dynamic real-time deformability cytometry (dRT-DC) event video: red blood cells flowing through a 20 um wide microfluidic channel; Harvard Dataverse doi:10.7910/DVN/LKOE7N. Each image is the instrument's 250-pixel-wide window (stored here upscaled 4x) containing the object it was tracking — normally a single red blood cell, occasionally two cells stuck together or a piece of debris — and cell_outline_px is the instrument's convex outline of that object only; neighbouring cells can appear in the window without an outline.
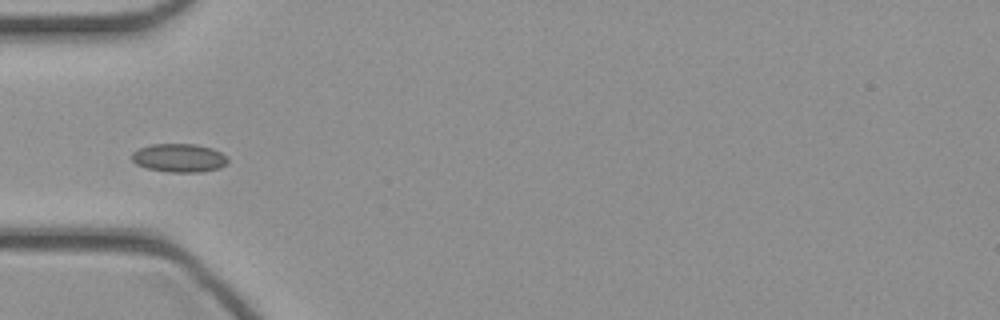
{"species": "common noctule bat (a hibernating species)", "species_latin": "Nyctalus noctula", "temperature_condition": "cold", "stored_images_in_passage": 47, "camera_frame_rate_fps": 3000, "um_per_image_px": 0.085, "animal": {"sex": "female", "body_mass_g": 21.9}, "frame": {"image": 1, "passage_image": 16, "time_ms": 5.0, "image_size_px": [1000, 320], "cell_outline_px": [[228, 164], [220, 168], [200, 172], [168, 172], [148, 168], [136, 164], [132, 160], [132, 152], [140, 148], [152, 144], [196, 144], [212, 148], [228, 156]], "centroid_in_image_um": [15.26, 13.42], "position_along_channel_um": 69.7, "area_um2": 16.01}}
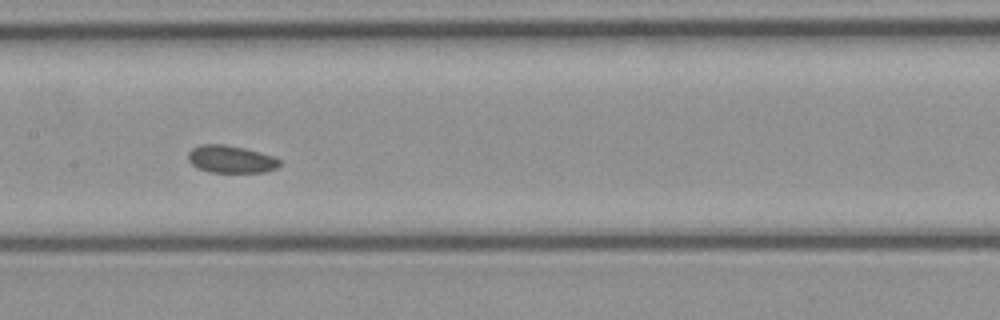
{"frame": {"image": 2, "passage_image": 24, "time_ms": 7.667, "image_size_px": [1000, 320], "cell_outline_px": [[280, 164], [276, 168], [264, 172], [208, 172], [196, 168], [188, 160], [188, 152], [192, 148], [200, 144], [224, 144], [244, 148], [260, 152], [272, 156], [280, 160]], "centroid_in_image_um": [19.58, 13.53], "position_along_channel_um": 187.8, "area_um2": 14.68}}
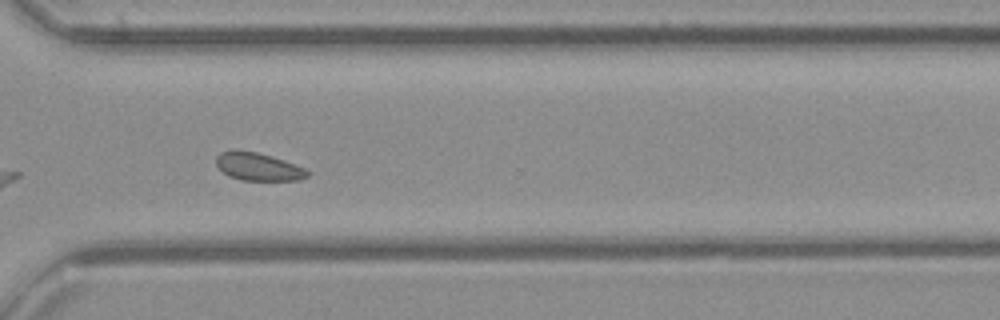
{"frame": {"image": 3, "passage_image": 35, "time_ms": 11.333, "image_size_px": [1000, 320], "cell_outline_px": [[308, 176], [300, 180], [240, 180], [228, 176], [216, 164], [216, 156], [220, 152], [232, 148], [236, 148], [256, 152], [272, 156], [284, 160], [304, 168], [308, 172]], "centroid_in_image_um": [21.89, 14.14], "position_along_channel_um": 348.7, "area_um2": 14.97}}